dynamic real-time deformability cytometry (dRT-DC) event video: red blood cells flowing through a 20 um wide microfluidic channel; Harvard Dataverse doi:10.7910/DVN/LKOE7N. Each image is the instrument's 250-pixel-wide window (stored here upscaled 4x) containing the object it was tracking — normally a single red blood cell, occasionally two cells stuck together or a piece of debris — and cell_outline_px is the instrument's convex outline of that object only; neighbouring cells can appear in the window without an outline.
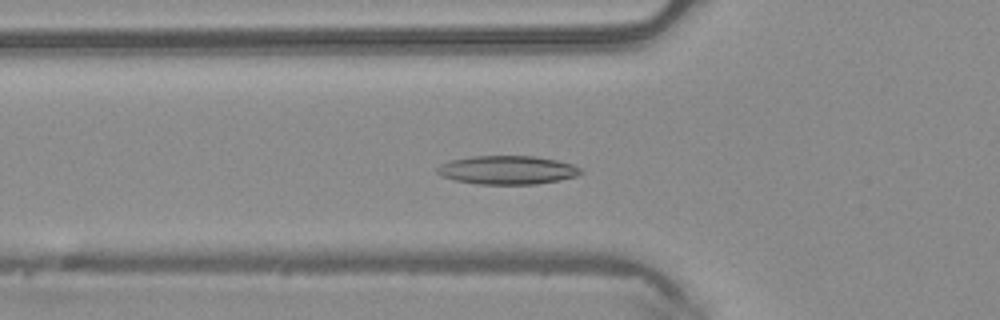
{"species": "common noctule bat (a hibernating species)", "species_latin": "Nyctalus noctula", "temperature_condition": "warm", "stored_images_in_passage": 48, "camera_frame_rate_fps": 3000, "um_per_image_px": 0.085, "animal": {"sex": "male", "body_mass_g": 20.4}, "frame": {"image": 1, "passage_image": 16, "time_ms": 5.0, "image_size_px": [1000, 320], "cell_outline_px": [[584, 172], [576, 176], [560, 180], [536, 184], [480, 184], [456, 180], [440, 176], [436, 172], [436, 168], [440, 164], [448, 160], [472, 156], [536, 156], [556, 160], [572, 164], [580, 168]], "centroid_in_image_um": [43.1, 14.44], "position_along_channel_um": 82.7, "area_um2": 24.04}}
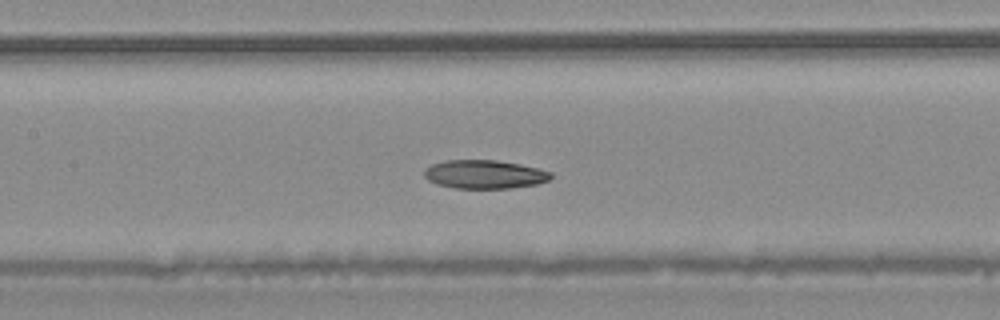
{"frame": {"image": 2, "passage_image": 22, "time_ms": 7.0, "image_size_px": [1000, 320], "cell_outline_px": [[552, 176], [548, 180], [536, 184], [512, 188], [456, 188], [436, 184], [428, 180], [424, 176], [424, 168], [432, 164], [444, 160], [496, 160], [520, 164], [540, 168], [552, 172]], "centroid_in_image_um": [41.18, 14.81], "position_along_channel_um": 166.2, "area_um2": 21.21}}
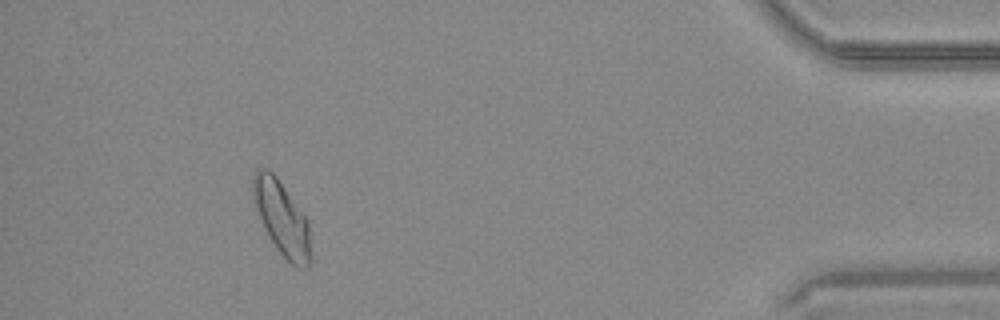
{"frame": {"image": 3, "passage_image": 44, "time_ms": 14.333, "image_size_px": [1000, 320], "cell_outline_px": [[312, 260], [308, 268], [300, 268], [292, 264], [276, 248], [264, 228], [260, 220], [252, 200], [252, 176], [256, 168], [268, 168], [276, 176], [308, 220], [312, 256]], "centroid_in_image_um": [23.95, 18.54], "position_along_channel_um": 411.3, "area_um2": 25.2}, "authors_computed_cell_mechanics": {"area_um2": 23.0622, "velocity_mm_per_s": 4.1297, "shape_relaxation_time_tau1_ms": 6.7057, "shape_relaxation_time_tau2_ms": null, "deformation_change_tau1": 0.1395, "deformation_change_tau2": null}}